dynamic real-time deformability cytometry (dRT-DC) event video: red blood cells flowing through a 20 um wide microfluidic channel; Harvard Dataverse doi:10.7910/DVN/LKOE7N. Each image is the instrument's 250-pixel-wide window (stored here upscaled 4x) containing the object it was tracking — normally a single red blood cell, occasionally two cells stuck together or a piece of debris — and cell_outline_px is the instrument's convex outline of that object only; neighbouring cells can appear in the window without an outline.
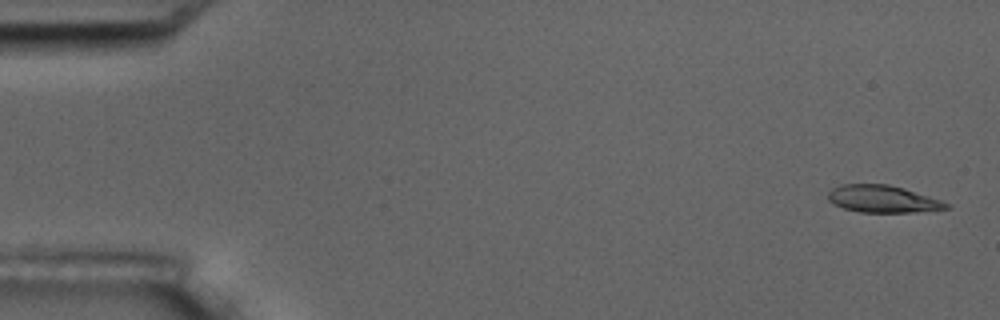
{"species": "common noctule bat (a hibernating species)", "species_latin": "Nyctalus noctula", "temperature_condition": "room temperature", "stored_images_in_passage": 5, "camera_frame_rate_fps": 3000, "um_per_image_px": 0.085, "animal": {"sex": "male", "body_mass_g": 17.5, "forearm_length_mm": 52.3}, "frame": {"image": 1, "passage_image": 1, "time_ms": 0.0, "image_size_px": [1000, 320], "cell_outline_px": [[948, 208], [912, 212], [860, 212], [844, 208], [828, 200], [828, 192], [832, 188], [840, 184], [888, 184], [904, 188], [940, 200], [948, 204]], "centroid_in_image_um": [74.98, 16.9], "position_along_channel_um": 10.0, "area_um2": 18.44}}
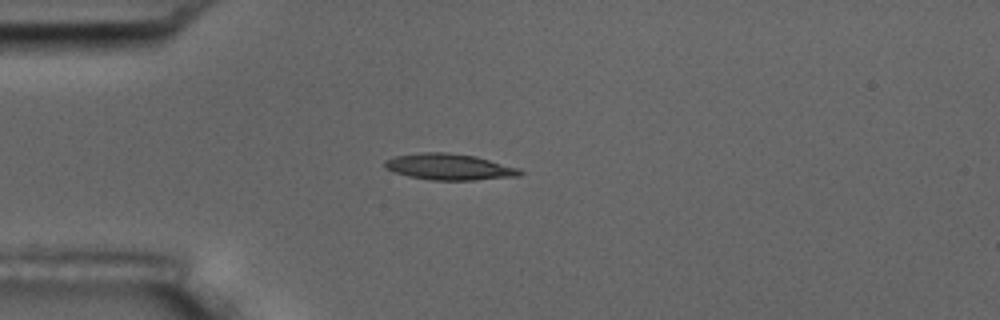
{"frame": {"image": 2, "passage_image": 4, "time_ms": 4.333, "image_size_px": [1000, 320], "cell_outline_px": [[524, 172], [520, 176], [476, 180], [432, 180], [408, 176], [384, 168], [384, 160], [396, 156], [420, 152], [448, 152], [476, 156], [520, 168]], "centroid_in_image_um": [38.22, 14.18], "position_along_channel_um": 46.8, "area_um2": 20.81}}